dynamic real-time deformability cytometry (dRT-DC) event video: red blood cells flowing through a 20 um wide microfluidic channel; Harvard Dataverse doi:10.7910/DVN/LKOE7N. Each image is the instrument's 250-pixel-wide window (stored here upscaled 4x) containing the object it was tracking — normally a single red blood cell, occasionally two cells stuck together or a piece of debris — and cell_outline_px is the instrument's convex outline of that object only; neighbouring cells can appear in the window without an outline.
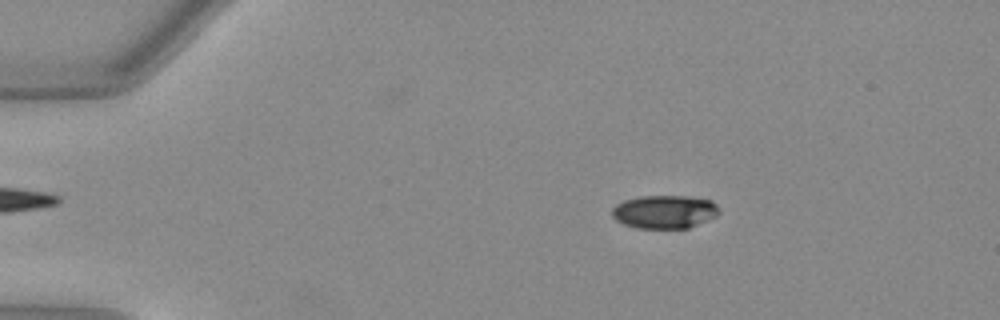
{"species": "Egyptian fruit bat (a non-hibernating species)", "species_latin": "Rousettus aegyptiacus", "temperature_condition": "warm", "stored_images_in_passage": 51, "camera_frame_rate_fps": 3000, "um_per_image_px": 0.085, "animal": {"sex": "female"}, "frame": {"image": 1, "passage_image": 9, "time_ms": 2.667, "image_size_px": [1000, 320], "cell_outline_px": [[720, 212], [716, 216], [688, 228], [636, 228], [624, 224], [616, 220], [612, 216], [612, 208], [616, 204], [624, 200], [640, 196], [688, 196], [712, 200], [716, 204]], "centroid_in_image_um": [56.48, 17.99], "position_along_channel_um": 28.5, "area_um2": 20.81}}
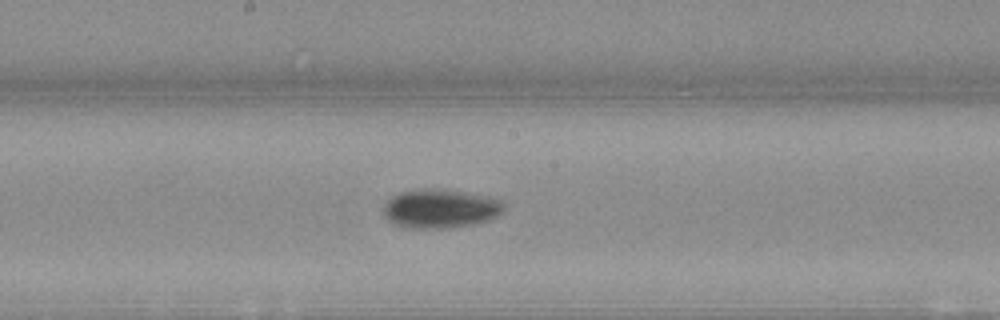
{"frame": {"image": 2, "passage_image": 28, "time_ms": 9.0, "image_size_px": [1000, 320], "cell_outline_px": [[504, 208], [496, 216], [488, 220], [472, 224], [448, 228], [412, 228], [396, 224], [388, 220], [384, 212], [384, 204], [392, 196], [400, 192], [416, 188], [448, 188], [484, 196], [500, 200], [504, 204]], "centroid_in_image_um": [37.4, 17.7], "position_along_channel_um": 210.8, "area_um2": 27.34}}
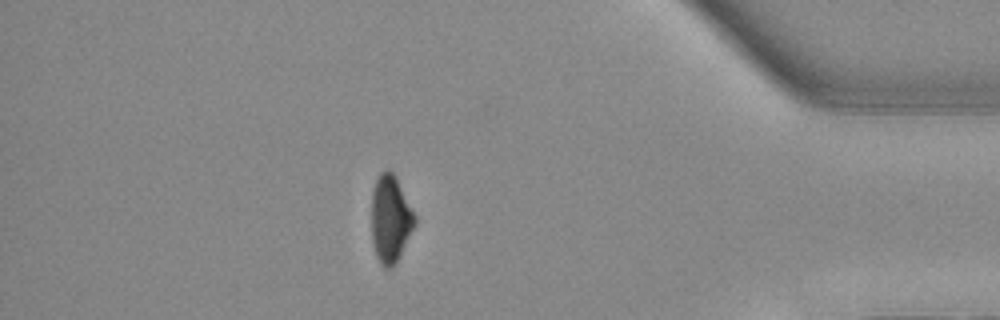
{"frame": {"image": 3, "passage_image": 45, "time_ms": 14.667, "image_size_px": [1000, 320], "cell_outline_px": [[416, 224], [392, 268], [384, 268], [380, 264], [376, 256], [372, 244], [372, 188], [380, 172], [384, 168], [388, 168], [396, 176], [416, 216]], "centroid_in_image_um": [33.17, 18.57], "position_along_channel_um": 402.0, "area_um2": 22.14}, "authors_computed_cell_mechanics": {"area_um2": 22.6576, "velocity_mm_per_s": 4.0185, "shape_relaxation_time_tau1_ms": 3.3668, "shape_relaxation_time_tau2_ms": null, "deformation_change_tau1": 0.1425, "deformation_change_tau2": null}}